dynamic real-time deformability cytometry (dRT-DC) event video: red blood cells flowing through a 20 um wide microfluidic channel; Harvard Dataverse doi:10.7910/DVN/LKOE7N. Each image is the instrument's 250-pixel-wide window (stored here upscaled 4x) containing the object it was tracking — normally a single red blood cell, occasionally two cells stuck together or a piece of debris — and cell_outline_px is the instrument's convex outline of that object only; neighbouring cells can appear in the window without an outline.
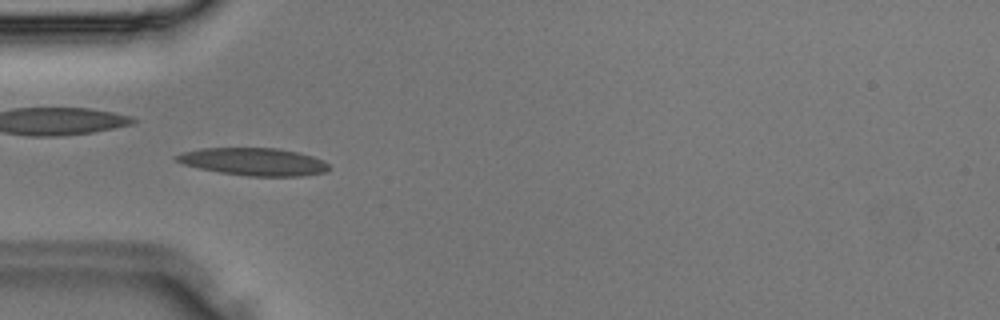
{"species": "Egyptian fruit bat (a non-hibernating species)", "species_latin": "Rousettus aegyptiacus", "temperature_condition": "room temperature", "stored_images_in_passage": 28, "camera_frame_rate_fps": 3000, "um_per_image_px": 0.085, "animal": {"sex": "male"}, "frame": {"image": 1, "passage_image": 5, "time_ms": 1.333, "image_size_px": [1000, 320], "cell_outline_px": [[328, 168], [324, 172], [300, 176], [248, 176], [220, 172], [200, 168], [184, 164], [176, 160], [172, 156], [180, 152], [200, 148], [280, 148], [312, 156], [324, 160], [328, 164]], "centroid_in_image_um": [21.52, 13.73], "position_along_channel_um": 63.5, "area_um2": 24.45}}
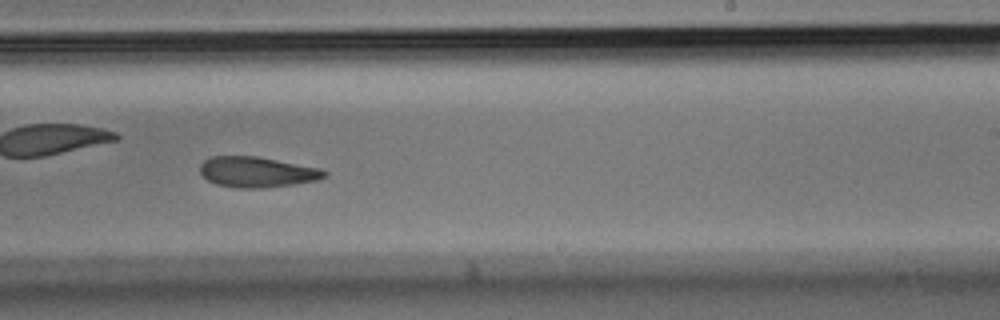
{"frame": {"image": 2, "passage_image": 16, "time_ms": 5.0, "image_size_px": [1000, 320], "cell_outline_px": [[328, 176], [316, 180], [292, 184], [264, 188], [236, 188], [216, 184], [208, 180], [200, 172], [200, 164], [208, 156], [256, 156], [320, 168], [328, 172]], "centroid_in_image_um": [21.83, 14.62], "position_along_channel_um": 267.2, "area_um2": 22.14}}